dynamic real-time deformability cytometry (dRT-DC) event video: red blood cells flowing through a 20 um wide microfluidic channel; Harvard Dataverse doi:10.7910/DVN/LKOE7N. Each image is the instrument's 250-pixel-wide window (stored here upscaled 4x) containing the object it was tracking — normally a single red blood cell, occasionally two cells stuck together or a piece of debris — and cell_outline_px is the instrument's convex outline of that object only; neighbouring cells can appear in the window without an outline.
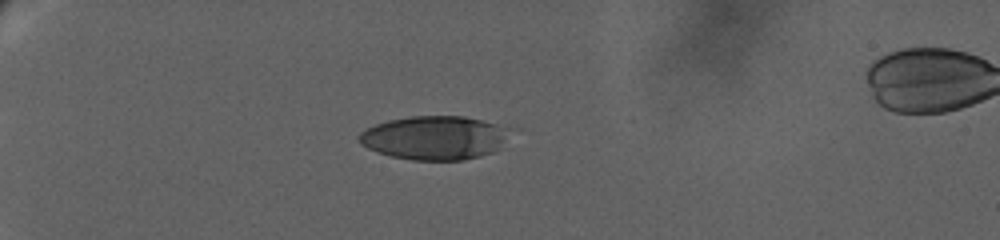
{"species": "human", "species_latin": "Homo sapiens", "temperature_condition": "warm", "stored_images_in_passage": 10, "camera_frame_rate_fps": 3000, "um_per_image_px": 0.085, "donor": {"sex": "female"}, "frame": {"image": 1, "passage_image": 1, "time_ms": 0.0, "image_size_px": [1000, 240], "cell_outline_px": [[520, 128], [492, 152], [480, 156], [464, 160], [412, 160], [392, 156], [376, 152], [360, 144], [360, 132], [376, 124], [388, 120], [412, 116], [464, 116]], "centroid_in_image_um": [37.05, 11.69], "position_along_channel_um": 47.9, "area_um2": 39.02}}
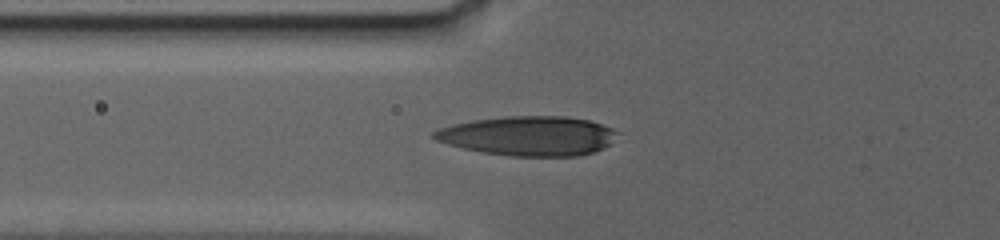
{"frame": {"image": 2, "passage_image": 9, "time_ms": 3.0, "image_size_px": [1000, 240], "cell_outline_px": [[620, 132], [604, 148], [580, 156], [512, 156], [480, 152], [448, 144], [436, 140], [432, 136], [432, 132], [440, 128], [452, 124], [472, 120], [504, 116], [564, 116], [588, 120], [612, 128]], "centroid_in_image_um": [44.91, 11.55], "position_along_channel_um": 80.9, "area_um2": 42.19}}